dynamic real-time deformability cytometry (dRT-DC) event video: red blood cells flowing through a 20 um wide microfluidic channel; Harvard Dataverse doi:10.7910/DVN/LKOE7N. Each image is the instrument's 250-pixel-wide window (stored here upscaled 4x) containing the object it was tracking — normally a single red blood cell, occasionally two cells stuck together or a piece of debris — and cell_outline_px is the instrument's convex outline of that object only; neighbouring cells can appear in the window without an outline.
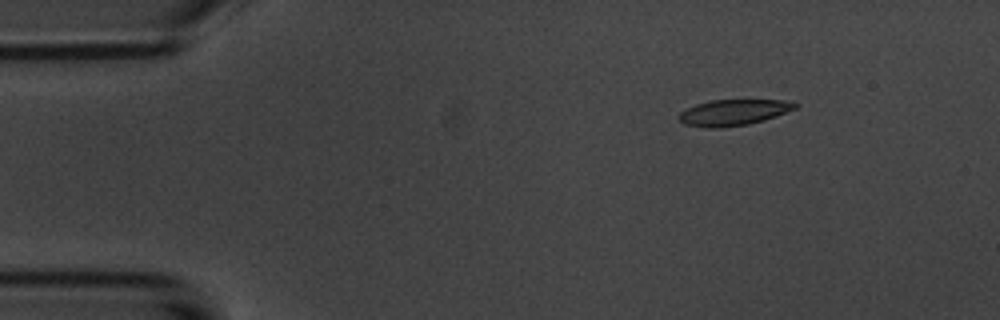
{"species": "common noctule bat (a hibernating species)", "species_latin": "Nyctalus noctula", "temperature_condition": "room temperature", "stored_images_in_passage": 5, "camera_frame_rate_fps": 3000, "um_per_image_px": 0.085, "animal": {"sex": "male", "body_mass_g": 20.1, "forearm_length_mm": 53.5}, "frame": {"image": 1, "passage_image": 3, "time_ms": 2.333, "image_size_px": [1000, 320], "cell_outline_px": [[800, 104], [796, 108], [776, 116], [764, 120], [748, 124], [720, 128], [708, 128], [684, 124], [676, 116], [680, 112], [696, 104], [712, 100], [784, 100]], "centroid_in_image_um": [62.33, 9.56], "position_along_channel_um": 22.7, "area_um2": 17.57}}